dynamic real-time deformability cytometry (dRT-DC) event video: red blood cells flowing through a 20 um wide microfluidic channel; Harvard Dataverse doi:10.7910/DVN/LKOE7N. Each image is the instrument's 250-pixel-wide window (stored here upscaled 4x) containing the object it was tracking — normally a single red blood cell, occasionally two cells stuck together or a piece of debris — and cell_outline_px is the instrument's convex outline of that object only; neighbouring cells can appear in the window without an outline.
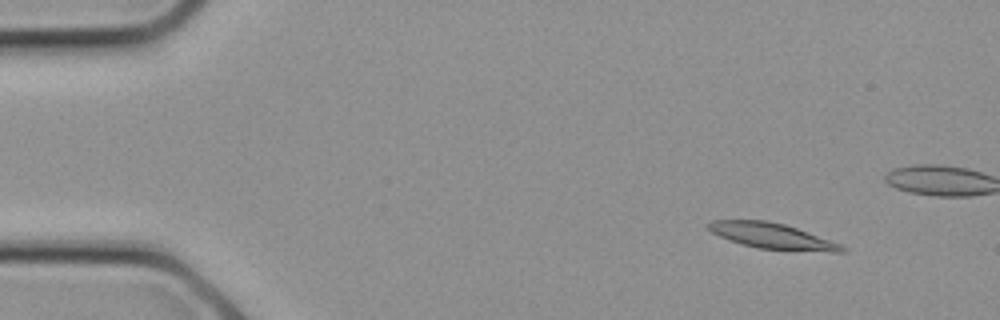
{"species": "common noctule bat (a hibernating species)", "species_latin": "Nyctalus noctula", "temperature_condition": "cold", "stored_images_in_passage": 9, "camera_frame_rate_fps": 3000, "um_per_image_px": 0.085, "animal": {"sex": "female", "body_mass_g": 21.9}, "frame": {"image": 1, "passage_image": 1, "time_ms": 0.0, "image_size_px": [1000, 320], "cell_outline_px": [[848, 248], [844, 252], [832, 252], [756, 248], [728, 240], [712, 232], [708, 228], [708, 224], [712, 220], [768, 220], [784, 224], [796, 228], [840, 244]], "centroid_in_image_um": [65.62, 20.06], "position_along_channel_um": 19.4, "area_um2": 19.71}}
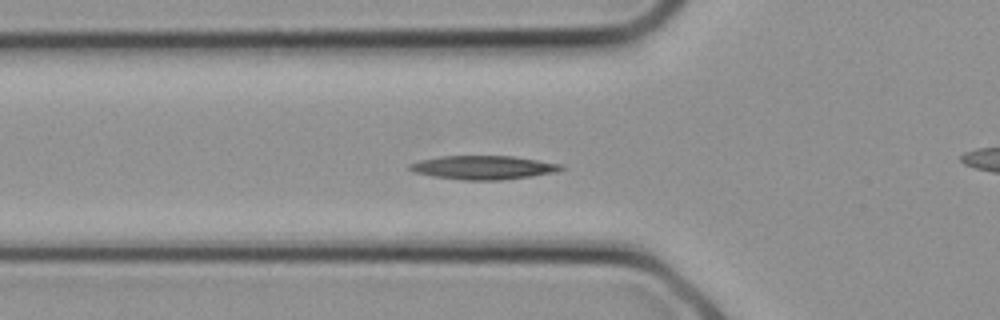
{"frame": {"image": 2, "passage_image": 7, "time_ms": 2.0, "image_size_px": [1000, 320], "cell_outline_px": [[564, 168], [556, 172], [532, 176], [500, 180], [464, 180], [432, 176], [412, 172], [408, 168], [408, 164], [420, 160], [440, 156], [512, 156], [560, 164]], "centroid_in_image_um": [41.02, 14.24], "position_along_channel_um": 84.8, "area_um2": 20.87}}
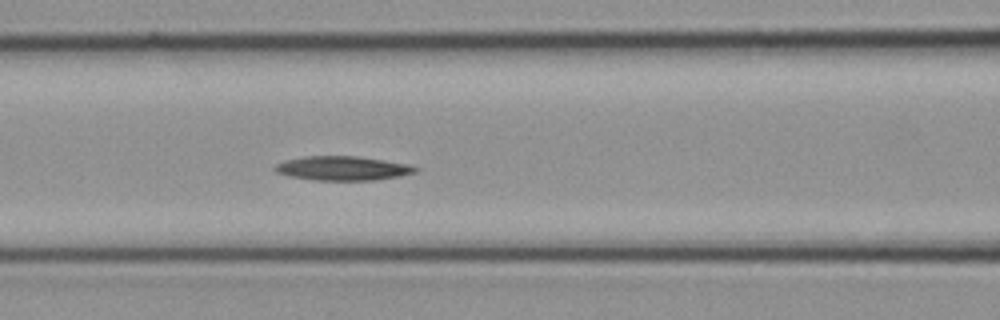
{"frame": {"image": 3, "passage_image": 9, "time_ms": 2.667, "image_size_px": [1000, 320], "cell_outline_px": [[420, 168], [416, 172], [400, 176], [372, 180], [312, 180], [288, 176], [276, 172], [272, 168], [276, 164], [284, 160], [304, 156], [356, 156], [384, 160], [408, 164]], "centroid_in_image_um": [29.09, 14.3], "position_along_channel_um": 137.5, "area_um2": 19.88}}